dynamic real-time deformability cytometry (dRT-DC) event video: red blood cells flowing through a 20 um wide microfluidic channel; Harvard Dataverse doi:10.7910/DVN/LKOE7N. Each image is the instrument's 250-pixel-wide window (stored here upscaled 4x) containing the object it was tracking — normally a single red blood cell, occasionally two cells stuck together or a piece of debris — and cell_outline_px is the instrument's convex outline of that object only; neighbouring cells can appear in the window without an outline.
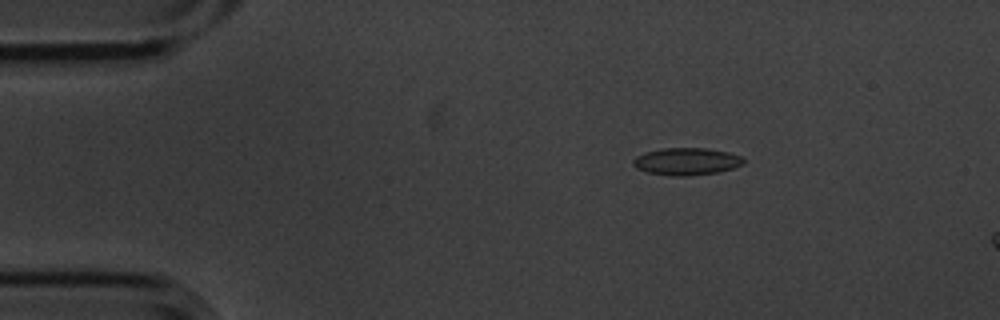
{"species": "common noctule bat (a hibernating species)", "species_latin": "Nyctalus noctula", "temperature_condition": "cold", "stored_images_in_passage": 5, "camera_frame_rate_fps": 3000, "um_per_image_px": 0.085, "animal": {"sex": "male", "body_mass_g": 20.1, "forearm_length_mm": 53.5}, "frame": {"image": 1, "passage_image": 3, "time_ms": 0.667, "image_size_px": [1000, 320], "cell_outline_px": [[744, 164], [720, 172], [684, 176], [672, 176], [648, 172], [636, 168], [632, 164], [632, 160], [636, 156], [644, 152], [664, 148], [704, 148], [728, 152], [740, 156], [744, 160]], "centroid_in_image_um": [58.33, 13.72], "position_along_channel_um": 26.7, "area_um2": 17.51}}